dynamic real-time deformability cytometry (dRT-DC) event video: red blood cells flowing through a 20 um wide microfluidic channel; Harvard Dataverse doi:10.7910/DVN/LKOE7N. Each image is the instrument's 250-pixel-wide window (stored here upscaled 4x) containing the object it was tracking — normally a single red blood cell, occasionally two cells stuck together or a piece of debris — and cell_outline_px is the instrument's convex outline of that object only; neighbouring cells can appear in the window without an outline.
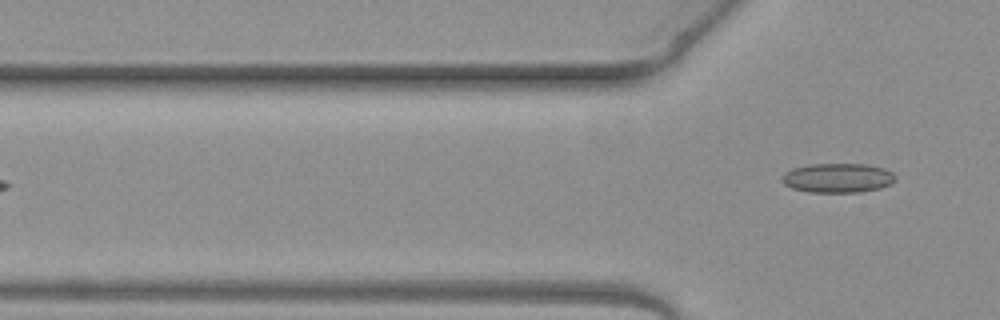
{"species": "common noctule bat (a hibernating species)", "species_latin": "Nyctalus noctula", "temperature_condition": "warm", "stored_images_in_passage": 4, "camera_frame_rate_fps": 3000, "um_per_image_px": 0.085, "animal": {"sex": "female", "body_mass_g": 19.3, "forearm_length_mm": 54.1}, "frame": {"image": 1, "passage_image": 4, "time_ms": 1.0, "image_size_px": [1000, 320], "cell_outline_px": [[896, 180], [892, 184], [880, 188], [860, 192], [808, 192], [792, 188], [784, 184], [780, 180], [780, 176], [784, 172], [792, 168], [812, 164], [868, 164], [884, 168], [892, 172], [896, 176]], "centroid_in_image_um": [71.2, 15.12], "position_along_channel_um": 54.6, "area_um2": 19.71}}